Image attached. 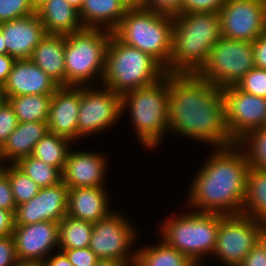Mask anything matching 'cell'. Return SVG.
<instances>
[{"mask_svg": "<svg viewBox=\"0 0 266 266\" xmlns=\"http://www.w3.org/2000/svg\"><path fill=\"white\" fill-rule=\"evenodd\" d=\"M201 262H193L190 266H201Z\"/></svg>", "mask_w": 266, "mask_h": 266, "instance_id": "54", "label": "cell"}, {"mask_svg": "<svg viewBox=\"0 0 266 266\" xmlns=\"http://www.w3.org/2000/svg\"><path fill=\"white\" fill-rule=\"evenodd\" d=\"M0 208L12 211L13 213L16 210L8 176L2 170L0 171Z\"/></svg>", "mask_w": 266, "mask_h": 266, "instance_id": "42", "label": "cell"}, {"mask_svg": "<svg viewBox=\"0 0 266 266\" xmlns=\"http://www.w3.org/2000/svg\"><path fill=\"white\" fill-rule=\"evenodd\" d=\"M4 100V96H3V94H2V91H1V89H0V104H1V102Z\"/></svg>", "mask_w": 266, "mask_h": 266, "instance_id": "53", "label": "cell"}, {"mask_svg": "<svg viewBox=\"0 0 266 266\" xmlns=\"http://www.w3.org/2000/svg\"><path fill=\"white\" fill-rule=\"evenodd\" d=\"M18 119L10 103L4 99L0 104V148L18 125Z\"/></svg>", "mask_w": 266, "mask_h": 266, "instance_id": "36", "label": "cell"}, {"mask_svg": "<svg viewBox=\"0 0 266 266\" xmlns=\"http://www.w3.org/2000/svg\"><path fill=\"white\" fill-rule=\"evenodd\" d=\"M58 231V222L40 221L27 225H14L12 236L17 260L44 263L47 255L52 253L51 250L59 247Z\"/></svg>", "mask_w": 266, "mask_h": 266, "instance_id": "15", "label": "cell"}, {"mask_svg": "<svg viewBox=\"0 0 266 266\" xmlns=\"http://www.w3.org/2000/svg\"><path fill=\"white\" fill-rule=\"evenodd\" d=\"M80 86L78 113V140L102 130H107L120 118L121 96L111 89Z\"/></svg>", "mask_w": 266, "mask_h": 266, "instance_id": "12", "label": "cell"}, {"mask_svg": "<svg viewBox=\"0 0 266 266\" xmlns=\"http://www.w3.org/2000/svg\"><path fill=\"white\" fill-rule=\"evenodd\" d=\"M169 132L215 146L236 142L225 121L222 90L197 74H169Z\"/></svg>", "mask_w": 266, "mask_h": 266, "instance_id": "1", "label": "cell"}, {"mask_svg": "<svg viewBox=\"0 0 266 266\" xmlns=\"http://www.w3.org/2000/svg\"><path fill=\"white\" fill-rule=\"evenodd\" d=\"M52 94L8 97L18 122H47Z\"/></svg>", "mask_w": 266, "mask_h": 266, "instance_id": "27", "label": "cell"}, {"mask_svg": "<svg viewBox=\"0 0 266 266\" xmlns=\"http://www.w3.org/2000/svg\"><path fill=\"white\" fill-rule=\"evenodd\" d=\"M47 0H29V5L36 12Z\"/></svg>", "mask_w": 266, "mask_h": 266, "instance_id": "48", "label": "cell"}, {"mask_svg": "<svg viewBox=\"0 0 266 266\" xmlns=\"http://www.w3.org/2000/svg\"><path fill=\"white\" fill-rule=\"evenodd\" d=\"M105 190L98 187L70 188L67 215L91 223L107 217L112 211L108 206L109 199Z\"/></svg>", "mask_w": 266, "mask_h": 266, "instance_id": "21", "label": "cell"}, {"mask_svg": "<svg viewBox=\"0 0 266 266\" xmlns=\"http://www.w3.org/2000/svg\"><path fill=\"white\" fill-rule=\"evenodd\" d=\"M242 213L266 225V171L250 167Z\"/></svg>", "mask_w": 266, "mask_h": 266, "instance_id": "26", "label": "cell"}, {"mask_svg": "<svg viewBox=\"0 0 266 266\" xmlns=\"http://www.w3.org/2000/svg\"><path fill=\"white\" fill-rule=\"evenodd\" d=\"M59 248L77 249L89 247L93 223L64 216L58 223Z\"/></svg>", "mask_w": 266, "mask_h": 266, "instance_id": "30", "label": "cell"}, {"mask_svg": "<svg viewBox=\"0 0 266 266\" xmlns=\"http://www.w3.org/2000/svg\"><path fill=\"white\" fill-rule=\"evenodd\" d=\"M227 0H182L181 14L219 12Z\"/></svg>", "mask_w": 266, "mask_h": 266, "instance_id": "37", "label": "cell"}, {"mask_svg": "<svg viewBox=\"0 0 266 266\" xmlns=\"http://www.w3.org/2000/svg\"><path fill=\"white\" fill-rule=\"evenodd\" d=\"M182 0H144L142 8L175 16L181 14Z\"/></svg>", "mask_w": 266, "mask_h": 266, "instance_id": "39", "label": "cell"}, {"mask_svg": "<svg viewBox=\"0 0 266 266\" xmlns=\"http://www.w3.org/2000/svg\"><path fill=\"white\" fill-rule=\"evenodd\" d=\"M0 54H6V45L3 41V35L0 31Z\"/></svg>", "mask_w": 266, "mask_h": 266, "instance_id": "52", "label": "cell"}, {"mask_svg": "<svg viewBox=\"0 0 266 266\" xmlns=\"http://www.w3.org/2000/svg\"><path fill=\"white\" fill-rule=\"evenodd\" d=\"M173 19L167 74H197L206 64L211 48L222 38L220 14L187 13Z\"/></svg>", "mask_w": 266, "mask_h": 266, "instance_id": "3", "label": "cell"}, {"mask_svg": "<svg viewBox=\"0 0 266 266\" xmlns=\"http://www.w3.org/2000/svg\"><path fill=\"white\" fill-rule=\"evenodd\" d=\"M60 86L30 59L16 60L1 88L4 99L31 94H53Z\"/></svg>", "mask_w": 266, "mask_h": 266, "instance_id": "20", "label": "cell"}, {"mask_svg": "<svg viewBox=\"0 0 266 266\" xmlns=\"http://www.w3.org/2000/svg\"><path fill=\"white\" fill-rule=\"evenodd\" d=\"M125 215L111 212L107 217L93 223L89 248L99 259H115L135 263L136 251H130L136 238V228ZM127 219V220H126ZM130 222V223H129Z\"/></svg>", "mask_w": 266, "mask_h": 266, "instance_id": "11", "label": "cell"}, {"mask_svg": "<svg viewBox=\"0 0 266 266\" xmlns=\"http://www.w3.org/2000/svg\"><path fill=\"white\" fill-rule=\"evenodd\" d=\"M15 165L40 188L51 187L62 182V172L58 168L45 164L32 155L19 159Z\"/></svg>", "mask_w": 266, "mask_h": 266, "instance_id": "31", "label": "cell"}, {"mask_svg": "<svg viewBox=\"0 0 266 266\" xmlns=\"http://www.w3.org/2000/svg\"><path fill=\"white\" fill-rule=\"evenodd\" d=\"M206 162L190 186L188 205L200 213H242L250 169L244 149L237 143L216 148Z\"/></svg>", "mask_w": 266, "mask_h": 266, "instance_id": "2", "label": "cell"}, {"mask_svg": "<svg viewBox=\"0 0 266 266\" xmlns=\"http://www.w3.org/2000/svg\"><path fill=\"white\" fill-rule=\"evenodd\" d=\"M111 34L103 29L84 28L65 35L66 86H87L98 76L102 81Z\"/></svg>", "mask_w": 266, "mask_h": 266, "instance_id": "8", "label": "cell"}, {"mask_svg": "<svg viewBox=\"0 0 266 266\" xmlns=\"http://www.w3.org/2000/svg\"><path fill=\"white\" fill-rule=\"evenodd\" d=\"M59 250L67 256L73 266H94L99 259L89 247Z\"/></svg>", "mask_w": 266, "mask_h": 266, "instance_id": "38", "label": "cell"}, {"mask_svg": "<svg viewBox=\"0 0 266 266\" xmlns=\"http://www.w3.org/2000/svg\"><path fill=\"white\" fill-rule=\"evenodd\" d=\"M219 222L218 213L190 210L188 214L173 216L161 224V240L185 254L191 261H201L202 264L203 256L214 252Z\"/></svg>", "mask_w": 266, "mask_h": 266, "instance_id": "7", "label": "cell"}, {"mask_svg": "<svg viewBox=\"0 0 266 266\" xmlns=\"http://www.w3.org/2000/svg\"><path fill=\"white\" fill-rule=\"evenodd\" d=\"M221 90L225 104L226 127L236 143L251 130L266 125V98L242 91L237 85Z\"/></svg>", "mask_w": 266, "mask_h": 266, "instance_id": "13", "label": "cell"}, {"mask_svg": "<svg viewBox=\"0 0 266 266\" xmlns=\"http://www.w3.org/2000/svg\"><path fill=\"white\" fill-rule=\"evenodd\" d=\"M66 1L78 11L81 10L85 2V0H66Z\"/></svg>", "mask_w": 266, "mask_h": 266, "instance_id": "50", "label": "cell"}, {"mask_svg": "<svg viewBox=\"0 0 266 266\" xmlns=\"http://www.w3.org/2000/svg\"><path fill=\"white\" fill-rule=\"evenodd\" d=\"M35 13L29 0H0V23Z\"/></svg>", "mask_w": 266, "mask_h": 266, "instance_id": "35", "label": "cell"}, {"mask_svg": "<svg viewBox=\"0 0 266 266\" xmlns=\"http://www.w3.org/2000/svg\"><path fill=\"white\" fill-rule=\"evenodd\" d=\"M47 132V122H19L0 148V163L9 160L8 164H15L19 159L32 155L35 145Z\"/></svg>", "mask_w": 266, "mask_h": 266, "instance_id": "23", "label": "cell"}, {"mask_svg": "<svg viewBox=\"0 0 266 266\" xmlns=\"http://www.w3.org/2000/svg\"><path fill=\"white\" fill-rule=\"evenodd\" d=\"M219 14L226 39L253 43L266 31V0H227Z\"/></svg>", "mask_w": 266, "mask_h": 266, "instance_id": "14", "label": "cell"}, {"mask_svg": "<svg viewBox=\"0 0 266 266\" xmlns=\"http://www.w3.org/2000/svg\"><path fill=\"white\" fill-rule=\"evenodd\" d=\"M266 235V225L243 213L221 215L212 256L225 266H239Z\"/></svg>", "mask_w": 266, "mask_h": 266, "instance_id": "10", "label": "cell"}, {"mask_svg": "<svg viewBox=\"0 0 266 266\" xmlns=\"http://www.w3.org/2000/svg\"><path fill=\"white\" fill-rule=\"evenodd\" d=\"M107 158L93 152H73L71 149L62 171V182L70 189L77 187H103Z\"/></svg>", "mask_w": 266, "mask_h": 266, "instance_id": "19", "label": "cell"}, {"mask_svg": "<svg viewBox=\"0 0 266 266\" xmlns=\"http://www.w3.org/2000/svg\"><path fill=\"white\" fill-rule=\"evenodd\" d=\"M166 75L150 55L110 36L102 84L121 97L127 92L150 86Z\"/></svg>", "mask_w": 266, "mask_h": 266, "instance_id": "4", "label": "cell"}, {"mask_svg": "<svg viewBox=\"0 0 266 266\" xmlns=\"http://www.w3.org/2000/svg\"><path fill=\"white\" fill-rule=\"evenodd\" d=\"M71 142L65 137L47 132L35 145L32 156L62 172L71 149L68 148L71 147Z\"/></svg>", "mask_w": 266, "mask_h": 266, "instance_id": "29", "label": "cell"}, {"mask_svg": "<svg viewBox=\"0 0 266 266\" xmlns=\"http://www.w3.org/2000/svg\"><path fill=\"white\" fill-rule=\"evenodd\" d=\"M129 262H124L121 260L115 259H98L97 263L94 266H128Z\"/></svg>", "mask_w": 266, "mask_h": 266, "instance_id": "47", "label": "cell"}, {"mask_svg": "<svg viewBox=\"0 0 266 266\" xmlns=\"http://www.w3.org/2000/svg\"><path fill=\"white\" fill-rule=\"evenodd\" d=\"M2 171L8 176L16 206L28 202L38 194L40 187L15 164H3Z\"/></svg>", "mask_w": 266, "mask_h": 266, "instance_id": "33", "label": "cell"}, {"mask_svg": "<svg viewBox=\"0 0 266 266\" xmlns=\"http://www.w3.org/2000/svg\"><path fill=\"white\" fill-rule=\"evenodd\" d=\"M254 67L252 42L222 37L211 48L206 64L197 75L222 89L236 85Z\"/></svg>", "mask_w": 266, "mask_h": 266, "instance_id": "9", "label": "cell"}, {"mask_svg": "<svg viewBox=\"0 0 266 266\" xmlns=\"http://www.w3.org/2000/svg\"><path fill=\"white\" fill-rule=\"evenodd\" d=\"M129 8L142 7L144 0H123Z\"/></svg>", "mask_w": 266, "mask_h": 266, "instance_id": "49", "label": "cell"}, {"mask_svg": "<svg viewBox=\"0 0 266 266\" xmlns=\"http://www.w3.org/2000/svg\"><path fill=\"white\" fill-rule=\"evenodd\" d=\"M128 266H138L136 263L128 264Z\"/></svg>", "mask_w": 266, "mask_h": 266, "instance_id": "55", "label": "cell"}, {"mask_svg": "<svg viewBox=\"0 0 266 266\" xmlns=\"http://www.w3.org/2000/svg\"><path fill=\"white\" fill-rule=\"evenodd\" d=\"M236 85L242 91L266 98V70L255 66Z\"/></svg>", "mask_w": 266, "mask_h": 266, "instance_id": "34", "label": "cell"}, {"mask_svg": "<svg viewBox=\"0 0 266 266\" xmlns=\"http://www.w3.org/2000/svg\"><path fill=\"white\" fill-rule=\"evenodd\" d=\"M14 213L0 208V237L8 236L13 233Z\"/></svg>", "mask_w": 266, "mask_h": 266, "instance_id": "44", "label": "cell"}, {"mask_svg": "<svg viewBox=\"0 0 266 266\" xmlns=\"http://www.w3.org/2000/svg\"><path fill=\"white\" fill-rule=\"evenodd\" d=\"M239 266H266V235L251 249Z\"/></svg>", "mask_w": 266, "mask_h": 266, "instance_id": "41", "label": "cell"}, {"mask_svg": "<svg viewBox=\"0 0 266 266\" xmlns=\"http://www.w3.org/2000/svg\"><path fill=\"white\" fill-rule=\"evenodd\" d=\"M173 16L129 8L112 34L127 46L153 57L166 71L172 49Z\"/></svg>", "mask_w": 266, "mask_h": 266, "instance_id": "5", "label": "cell"}, {"mask_svg": "<svg viewBox=\"0 0 266 266\" xmlns=\"http://www.w3.org/2000/svg\"><path fill=\"white\" fill-rule=\"evenodd\" d=\"M128 9L123 0H85L79 18L86 29H103L112 33Z\"/></svg>", "mask_w": 266, "mask_h": 266, "instance_id": "24", "label": "cell"}, {"mask_svg": "<svg viewBox=\"0 0 266 266\" xmlns=\"http://www.w3.org/2000/svg\"><path fill=\"white\" fill-rule=\"evenodd\" d=\"M255 66L266 70V31L253 43Z\"/></svg>", "mask_w": 266, "mask_h": 266, "instance_id": "43", "label": "cell"}, {"mask_svg": "<svg viewBox=\"0 0 266 266\" xmlns=\"http://www.w3.org/2000/svg\"><path fill=\"white\" fill-rule=\"evenodd\" d=\"M69 188L63 183L40 188L38 194L26 203L16 206L14 225L40 221L58 222L67 215Z\"/></svg>", "mask_w": 266, "mask_h": 266, "instance_id": "16", "label": "cell"}, {"mask_svg": "<svg viewBox=\"0 0 266 266\" xmlns=\"http://www.w3.org/2000/svg\"><path fill=\"white\" fill-rule=\"evenodd\" d=\"M30 60L59 86H66L65 35H45L35 47Z\"/></svg>", "mask_w": 266, "mask_h": 266, "instance_id": "22", "label": "cell"}, {"mask_svg": "<svg viewBox=\"0 0 266 266\" xmlns=\"http://www.w3.org/2000/svg\"><path fill=\"white\" fill-rule=\"evenodd\" d=\"M6 45V54L16 60L30 59L35 47L47 35L45 27L35 13L0 23Z\"/></svg>", "mask_w": 266, "mask_h": 266, "instance_id": "17", "label": "cell"}, {"mask_svg": "<svg viewBox=\"0 0 266 266\" xmlns=\"http://www.w3.org/2000/svg\"><path fill=\"white\" fill-rule=\"evenodd\" d=\"M160 242L136 250L135 263L138 266H190L193 263L185 254L168 246L163 240Z\"/></svg>", "mask_w": 266, "mask_h": 266, "instance_id": "28", "label": "cell"}, {"mask_svg": "<svg viewBox=\"0 0 266 266\" xmlns=\"http://www.w3.org/2000/svg\"><path fill=\"white\" fill-rule=\"evenodd\" d=\"M47 258L49 259L44 261L45 266H73L62 251H59L55 255H52V257L49 256Z\"/></svg>", "mask_w": 266, "mask_h": 266, "instance_id": "46", "label": "cell"}, {"mask_svg": "<svg viewBox=\"0 0 266 266\" xmlns=\"http://www.w3.org/2000/svg\"><path fill=\"white\" fill-rule=\"evenodd\" d=\"M237 144L245 148L250 167L266 171V126L251 130Z\"/></svg>", "mask_w": 266, "mask_h": 266, "instance_id": "32", "label": "cell"}, {"mask_svg": "<svg viewBox=\"0 0 266 266\" xmlns=\"http://www.w3.org/2000/svg\"><path fill=\"white\" fill-rule=\"evenodd\" d=\"M80 86H60L53 94L47 119L48 132L78 140ZM74 140V141H73Z\"/></svg>", "mask_w": 266, "mask_h": 266, "instance_id": "18", "label": "cell"}, {"mask_svg": "<svg viewBox=\"0 0 266 266\" xmlns=\"http://www.w3.org/2000/svg\"><path fill=\"white\" fill-rule=\"evenodd\" d=\"M36 14L47 34L69 35L84 29L79 11L66 0H47Z\"/></svg>", "mask_w": 266, "mask_h": 266, "instance_id": "25", "label": "cell"}, {"mask_svg": "<svg viewBox=\"0 0 266 266\" xmlns=\"http://www.w3.org/2000/svg\"><path fill=\"white\" fill-rule=\"evenodd\" d=\"M168 91L169 74H166L158 82L127 92L121 97V112L129 110L138 139L147 149L157 147L169 131Z\"/></svg>", "mask_w": 266, "mask_h": 266, "instance_id": "6", "label": "cell"}, {"mask_svg": "<svg viewBox=\"0 0 266 266\" xmlns=\"http://www.w3.org/2000/svg\"><path fill=\"white\" fill-rule=\"evenodd\" d=\"M15 266H45V264L40 262H18Z\"/></svg>", "mask_w": 266, "mask_h": 266, "instance_id": "51", "label": "cell"}, {"mask_svg": "<svg viewBox=\"0 0 266 266\" xmlns=\"http://www.w3.org/2000/svg\"><path fill=\"white\" fill-rule=\"evenodd\" d=\"M18 262L12 234L0 237V266H15Z\"/></svg>", "mask_w": 266, "mask_h": 266, "instance_id": "40", "label": "cell"}, {"mask_svg": "<svg viewBox=\"0 0 266 266\" xmlns=\"http://www.w3.org/2000/svg\"><path fill=\"white\" fill-rule=\"evenodd\" d=\"M14 62L11 55L0 54V89L6 83Z\"/></svg>", "mask_w": 266, "mask_h": 266, "instance_id": "45", "label": "cell"}]
</instances>
